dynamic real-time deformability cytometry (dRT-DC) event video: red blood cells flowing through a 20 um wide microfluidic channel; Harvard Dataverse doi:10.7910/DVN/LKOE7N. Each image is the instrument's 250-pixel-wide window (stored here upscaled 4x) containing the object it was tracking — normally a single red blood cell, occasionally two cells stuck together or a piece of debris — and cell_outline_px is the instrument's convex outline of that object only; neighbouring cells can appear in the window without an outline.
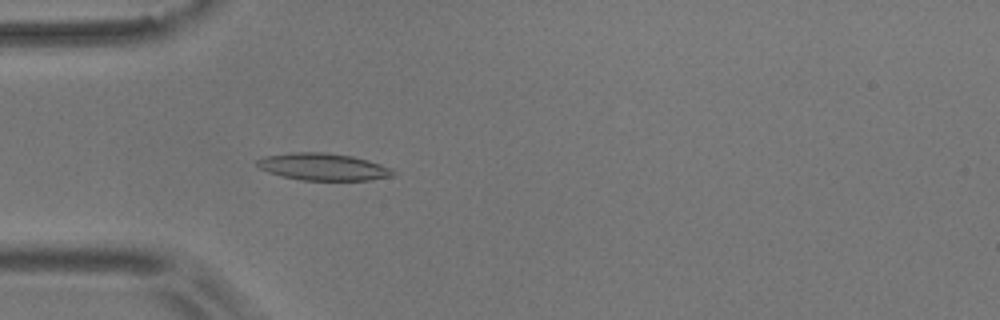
{"species": "common noctule bat (a hibernating species)", "species_latin": "Nyctalus noctula", "temperature_condition": "room temperature", "stored_images_in_passage": 55, "camera_frame_rate_fps": 3000, "um_per_image_px": 0.085, "animal": {"sex": "male", "body_mass_g": 17.9}, "frame": {"image": 1, "passage_image": 16, "time_ms": 5.0, "image_size_px": [1000, 320], "cell_outline_px": [[396, 176], [368, 180], [300, 180], [268, 172], [260, 168], [256, 164], [256, 160], [264, 156], [292, 152], [324, 152], [352, 156], [368, 160], [392, 168], [396, 172]], "centroid_in_image_um": [27.5, 14.18], "position_along_channel_um": 57.5, "area_um2": 21.56}}
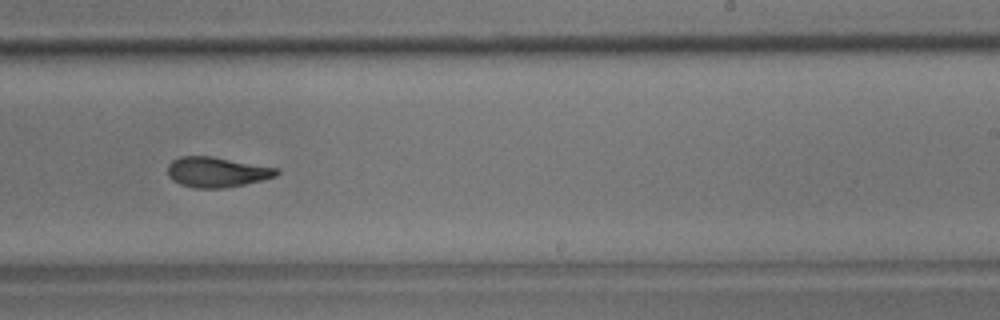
{"frame": {"image": 2, "passage_image": 34, "time_ms": 11.0, "image_size_px": [1000, 320], "cell_outline_px": [[280, 172], [276, 176], [264, 180], [244, 184], [220, 188], [196, 188], [180, 184], [172, 180], [168, 176], [168, 164], [172, 160], [180, 156], [212, 156], [280, 168]], "centroid_in_image_um": [18.45, 14.62], "position_along_channel_um": 270.6, "area_um2": 19.31}}
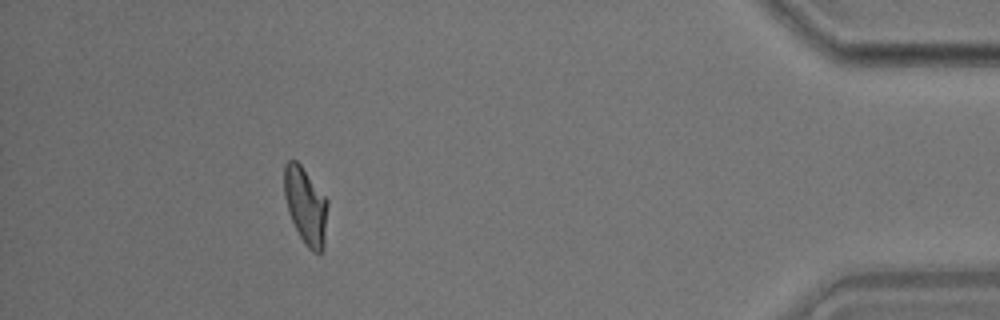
{"frame": {"image": 3, "passage_image": 50, "time_ms": 16.333, "image_size_px": [1000, 320], "cell_outline_px": [[328, 204], [324, 248], [320, 252], [312, 252], [304, 244], [288, 212], [284, 196], [284, 164], [288, 160], [296, 160], [300, 164], [328, 200]], "centroid_in_image_um": [25.98, 17.49], "position_along_channel_um": 409.2, "area_um2": 19.48}, "authors_computed_cell_mechanics": {"area_um2": 19.8254, "velocity_mm_per_s": 3.6171, "shape_relaxation_time_tau1_ms": 6.0358, "shape_relaxation_time_tau2_ms": 2.6869, "deformation_change_tau1": 0.1931, "deformation_change_tau2": 0.1021}}